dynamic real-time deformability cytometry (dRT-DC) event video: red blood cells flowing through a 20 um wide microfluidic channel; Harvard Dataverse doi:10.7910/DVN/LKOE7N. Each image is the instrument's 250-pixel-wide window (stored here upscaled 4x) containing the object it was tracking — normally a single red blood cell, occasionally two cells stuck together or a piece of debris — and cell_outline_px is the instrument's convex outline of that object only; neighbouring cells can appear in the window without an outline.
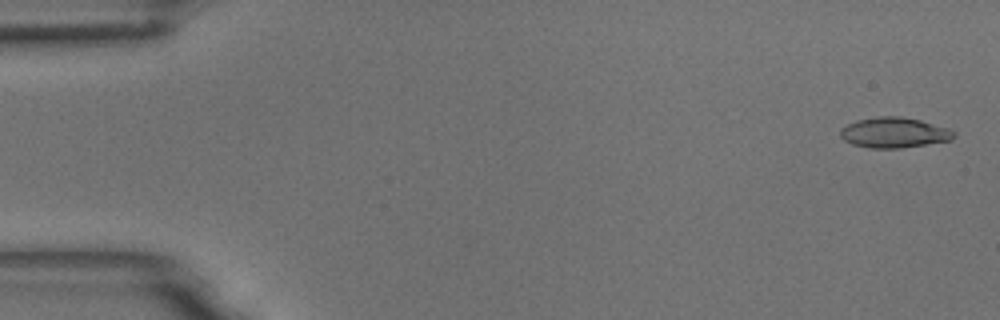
{"species": "common noctule bat (a hibernating species)", "species_latin": "Nyctalus noctula", "temperature_condition": "room temperature", "stored_images_in_passage": 56, "camera_frame_rate_fps": 3000, "um_per_image_px": 0.085, "animal": {"sex": "male", "body_mass_g": 18.8}, "frame": {"image": 1, "passage_image": 2, "time_ms": 0.333, "image_size_px": [1000, 320], "cell_outline_px": [[956, 136], [952, 140], [900, 148], [872, 148], [852, 144], [844, 140], [840, 136], [840, 128], [856, 120], [880, 116], [900, 116], [920, 120], [948, 128], [956, 132]], "centroid_in_image_um": [76.0, 11.27], "position_along_channel_um": 9.0, "area_um2": 20.11}}
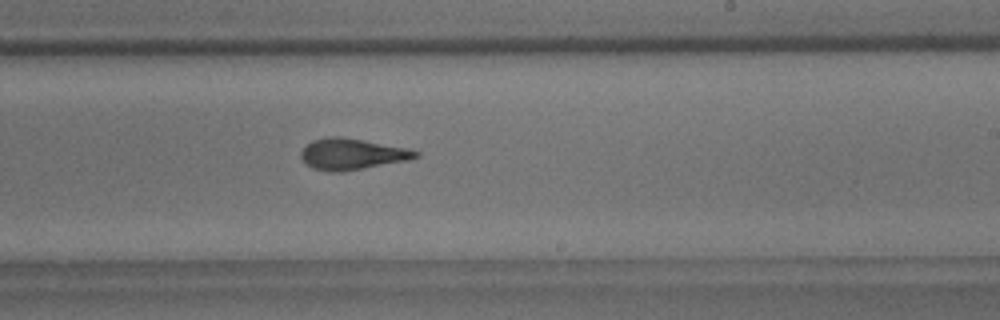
{"frame": {"image": 2, "passage_image": 34, "time_ms": 11.0, "image_size_px": [1000, 320], "cell_outline_px": [[420, 156], [408, 160], [340, 172], [332, 172], [312, 168], [300, 156], [300, 152], [312, 140], [324, 136], [340, 136], [364, 140], [408, 148], [420, 152]], "centroid_in_image_um": [29.92, 13.08], "position_along_channel_um": 259.1, "area_um2": 20.75}}
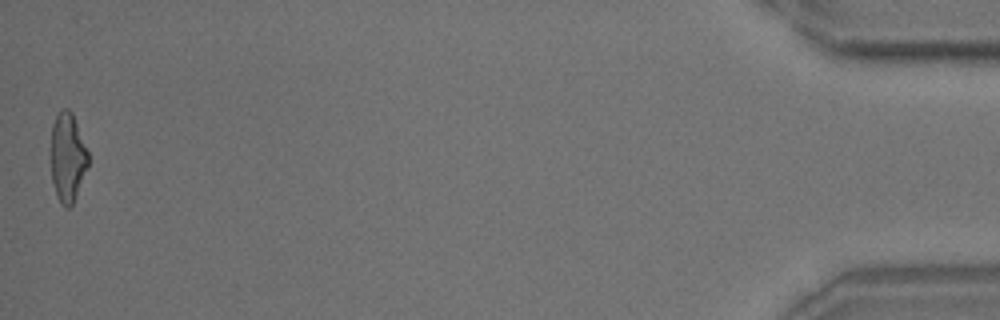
{"frame": {"image": 3, "passage_image": 56, "time_ms": 18.333, "image_size_px": [1000, 320], "cell_outline_px": [[88, 168], [72, 204], [68, 208], [64, 208], [60, 204], [56, 196], [52, 180], [52, 124], [56, 116], [64, 108], [68, 108], [72, 112], [88, 152]], "centroid_in_image_um": [5.75, 13.41], "position_along_channel_um": 429.4, "area_um2": 19.13}, "authors_computed_cell_mechanics": {"area_um2": 20.2589, "velocity_mm_per_s": 3.6078, "shape_relaxation_time_tau1_ms": 4.8639, "shape_relaxation_time_tau2_ms": 1.8499, "deformation_change_tau1": 0.1849, "deformation_change_tau2": 0.1153}}